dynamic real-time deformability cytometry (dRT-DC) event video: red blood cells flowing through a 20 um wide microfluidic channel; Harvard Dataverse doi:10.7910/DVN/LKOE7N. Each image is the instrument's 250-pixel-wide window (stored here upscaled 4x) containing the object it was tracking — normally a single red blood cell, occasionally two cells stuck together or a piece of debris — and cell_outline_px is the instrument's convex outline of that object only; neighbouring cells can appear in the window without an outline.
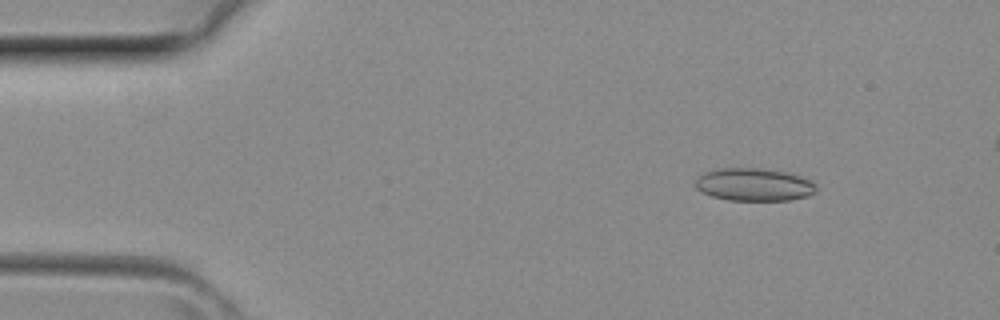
{"species": "common noctule bat (a hibernating species)", "species_latin": "Nyctalus noctula", "temperature_condition": "room temperature", "stored_images_in_passage": 4, "camera_frame_rate_fps": 3000, "um_per_image_px": 0.085, "animal": {"sex": "female", "body_mass_g": 29.2, "forearm_length_mm": 56.3}, "frame": {"image": 1, "passage_image": 1, "time_ms": 0.0, "image_size_px": [1000, 320], "cell_outline_px": [[816, 192], [808, 196], [788, 200], [728, 200], [712, 196], [696, 188], [696, 180], [704, 172], [716, 168], [756, 168], [788, 172], [812, 180], [816, 184]], "centroid_in_image_um": [64.12, 15.68], "position_along_channel_um": 20.9, "area_um2": 23.06}}
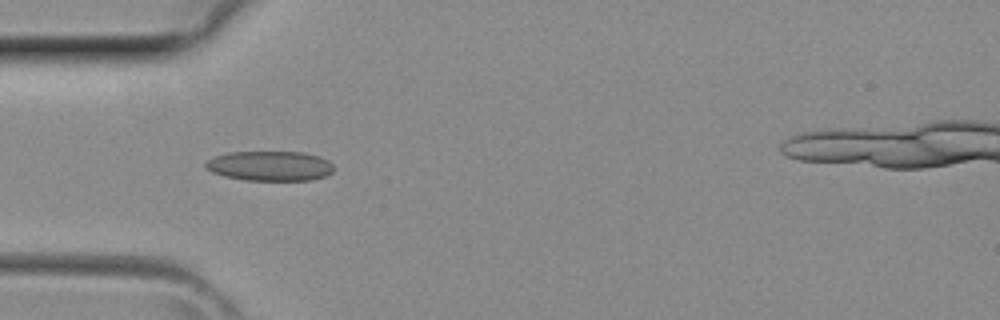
{"frame": {"image": 2, "passage_image": 3, "time_ms": 0.667, "image_size_px": [1000, 320], "cell_outline_px": [[332, 172], [324, 176], [312, 180], [244, 180], [224, 176], [212, 172], [204, 168], [204, 164], [208, 160], [216, 156], [228, 152], [304, 152], [320, 156], [328, 160], [332, 164]], "centroid_in_image_um": [22.93, 14.1], "position_along_channel_um": 62.1, "area_um2": 22.31}}
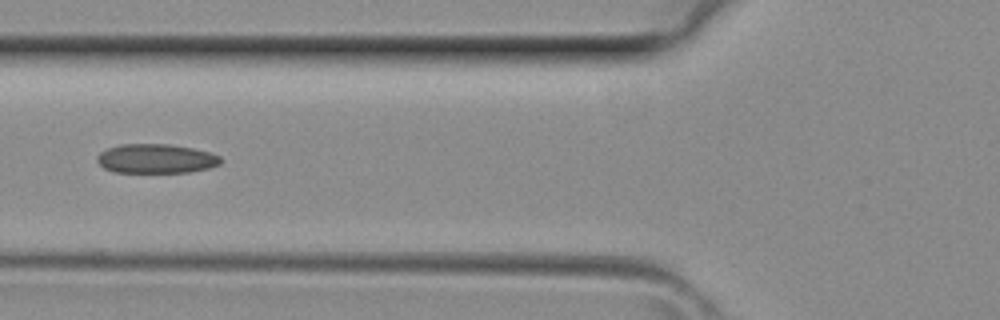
{"frame": {"image": 3, "passage_image": 4, "time_ms": 1.0, "image_size_px": [1000, 320], "cell_outline_px": [[220, 164], [208, 168], [188, 172], [116, 172], [104, 168], [96, 160], [96, 156], [100, 152], [108, 148], [120, 144], [168, 144], [192, 148], [208, 152], [220, 156]], "centroid_in_image_um": [13.23, 13.48], "position_along_channel_um": 112.6, "area_um2": 20.92}}